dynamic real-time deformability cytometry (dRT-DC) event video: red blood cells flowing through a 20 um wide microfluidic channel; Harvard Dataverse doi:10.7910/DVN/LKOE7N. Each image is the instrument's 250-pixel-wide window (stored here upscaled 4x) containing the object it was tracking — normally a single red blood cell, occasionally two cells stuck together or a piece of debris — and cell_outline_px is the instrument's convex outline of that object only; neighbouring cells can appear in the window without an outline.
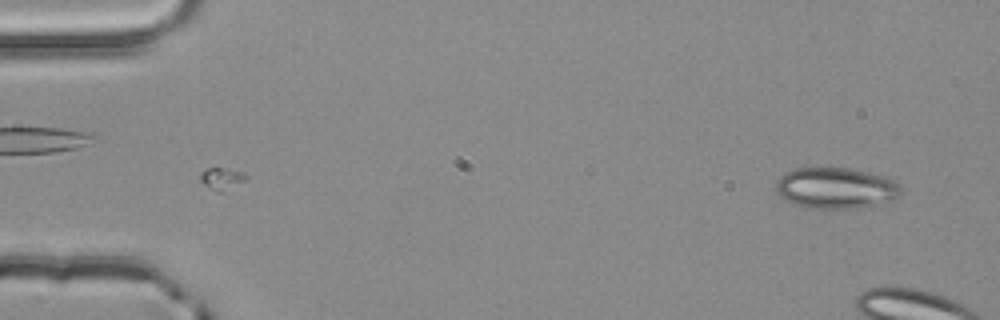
{"species": "common noctule bat (a hibernating species)", "species_latin": "Nyctalus noctula", "temperature_condition": "room temperature", "stored_images_in_passage": 5, "camera_frame_rate_fps": 3000, "um_per_image_px": 0.085, "animal": {"sex": "male", "body_mass_g": 20.4}, "frame": {"image": 1, "passage_image": 5, "time_ms": 1.333, "image_size_px": [1000, 320], "cell_outline_px": [[900, 196], [896, 200], [884, 204], [856, 208], [816, 208], [792, 204], [780, 196], [776, 192], [776, 180], [784, 172], [796, 168], [848, 168], [884, 176], [900, 184]], "centroid_in_image_um": [71.06, 15.99], "position_along_channel_um": 13.9, "area_um2": 30.11}}